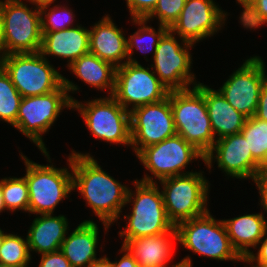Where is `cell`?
Masks as SVG:
<instances>
[{"instance_id": "cell-1", "label": "cell", "mask_w": 267, "mask_h": 267, "mask_svg": "<svg viewBox=\"0 0 267 267\" xmlns=\"http://www.w3.org/2000/svg\"><path fill=\"white\" fill-rule=\"evenodd\" d=\"M67 162L72 172L73 190H79L107 230L119 219L126 205L128 187L102 170L89 153L72 151Z\"/></svg>"}, {"instance_id": "cell-2", "label": "cell", "mask_w": 267, "mask_h": 267, "mask_svg": "<svg viewBox=\"0 0 267 267\" xmlns=\"http://www.w3.org/2000/svg\"><path fill=\"white\" fill-rule=\"evenodd\" d=\"M152 177L144 175L140 181L136 179V193L128 189L126 204L133 200V209L130 215L124 216L128 223L124 231L119 232L120 237L125 236L122 245L131 239L156 236L175 227L168 218L162 193Z\"/></svg>"}, {"instance_id": "cell-3", "label": "cell", "mask_w": 267, "mask_h": 267, "mask_svg": "<svg viewBox=\"0 0 267 267\" xmlns=\"http://www.w3.org/2000/svg\"><path fill=\"white\" fill-rule=\"evenodd\" d=\"M76 90H79L78 86L63 77V84L51 93L22 97L16 123L13 126L33 141L50 163L49 152L42 140V134L54 124L64 107L73 109L74 99L69 92Z\"/></svg>"}, {"instance_id": "cell-4", "label": "cell", "mask_w": 267, "mask_h": 267, "mask_svg": "<svg viewBox=\"0 0 267 267\" xmlns=\"http://www.w3.org/2000/svg\"><path fill=\"white\" fill-rule=\"evenodd\" d=\"M168 97L177 134L207 155L216 138L203 96V84L199 82L192 89L170 91Z\"/></svg>"}, {"instance_id": "cell-5", "label": "cell", "mask_w": 267, "mask_h": 267, "mask_svg": "<svg viewBox=\"0 0 267 267\" xmlns=\"http://www.w3.org/2000/svg\"><path fill=\"white\" fill-rule=\"evenodd\" d=\"M178 242L195 254L220 261H241L232 247L223 220H216L209 210L176 226Z\"/></svg>"}, {"instance_id": "cell-6", "label": "cell", "mask_w": 267, "mask_h": 267, "mask_svg": "<svg viewBox=\"0 0 267 267\" xmlns=\"http://www.w3.org/2000/svg\"><path fill=\"white\" fill-rule=\"evenodd\" d=\"M159 182L163 185L161 193L168 218L174 226L208 211L210 185L202 172L188 171Z\"/></svg>"}, {"instance_id": "cell-7", "label": "cell", "mask_w": 267, "mask_h": 267, "mask_svg": "<svg viewBox=\"0 0 267 267\" xmlns=\"http://www.w3.org/2000/svg\"><path fill=\"white\" fill-rule=\"evenodd\" d=\"M0 65L22 97L45 95L63 84L64 76L39 52L4 55Z\"/></svg>"}, {"instance_id": "cell-8", "label": "cell", "mask_w": 267, "mask_h": 267, "mask_svg": "<svg viewBox=\"0 0 267 267\" xmlns=\"http://www.w3.org/2000/svg\"><path fill=\"white\" fill-rule=\"evenodd\" d=\"M26 166L25 179L29 190V212L53 214L55 207L73 191V177L68 168H56L30 161L21 153Z\"/></svg>"}, {"instance_id": "cell-9", "label": "cell", "mask_w": 267, "mask_h": 267, "mask_svg": "<svg viewBox=\"0 0 267 267\" xmlns=\"http://www.w3.org/2000/svg\"><path fill=\"white\" fill-rule=\"evenodd\" d=\"M87 102L82 104L74 100L72 108L78 109L93 136L105 142L130 146V111L110 95Z\"/></svg>"}, {"instance_id": "cell-10", "label": "cell", "mask_w": 267, "mask_h": 267, "mask_svg": "<svg viewBox=\"0 0 267 267\" xmlns=\"http://www.w3.org/2000/svg\"><path fill=\"white\" fill-rule=\"evenodd\" d=\"M21 0L3 2L5 55L37 53L42 42L40 9L31 10Z\"/></svg>"}, {"instance_id": "cell-11", "label": "cell", "mask_w": 267, "mask_h": 267, "mask_svg": "<svg viewBox=\"0 0 267 267\" xmlns=\"http://www.w3.org/2000/svg\"><path fill=\"white\" fill-rule=\"evenodd\" d=\"M130 62L116 68L113 97L127 111L157 103L168 97L169 89L158 79L154 70ZM132 104V109H128Z\"/></svg>"}, {"instance_id": "cell-12", "label": "cell", "mask_w": 267, "mask_h": 267, "mask_svg": "<svg viewBox=\"0 0 267 267\" xmlns=\"http://www.w3.org/2000/svg\"><path fill=\"white\" fill-rule=\"evenodd\" d=\"M174 35L169 29L162 36L153 56L154 65H151L158 79L169 91L185 90L191 88L189 85L192 83L193 87L198 84L195 75L190 72L192 55L188 48L190 49L194 44L182 40L183 46H181Z\"/></svg>"}, {"instance_id": "cell-13", "label": "cell", "mask_w": 267, "mask_h": 267, "mask_svg": "<svg viewBox=\"0 0 267 267\" xmlns=\"http://www.w3.org/2000/svg\"><path fill=\"white\" fill-rule=\"evenodd\" d=\"M136 156L159 181L186 174L181 170L192 160L205 161V155L178 134L143 148Z\"/></svg>"}, {"instance_id": "cell-14", "label": "cell", "mask_w": 267, "mask_h": 267, "mask_svg": "<svg viewBox=\"0 0 267 267\" xmlns=\"http://www.w3.org/2000/svg\"><path fill=\"white\" fill-rule=\"evenodd\" d=\"M130 124L131 146L136 155L143 148L177 134L169 97L131 110Z\"/></svg>"}, {"instance_id": "cell-15", "label": "cell", "mask_w": 267, "mask_h": 267, "mask_svg": "<svg viewBox=\"0 0 267 267\" xmlns=\"http://www.w3.org/2000/svg\"><path fill=\"white\" fill-rule=\"evenodd\" d=\"M265 63L259 56L245 60L219 89L238 112L247 118L255 116L260 90L267 80Z\"/></svg>"}, {"instance_id": "cell-16", "label": "cell", "mask_w": 267, "mask_h": 267, "mask_svg": "<svg viewBox=\"0 0 267 267\" xmlns=\"http://www.w3.org/2000/svg\"><path fill=\"white\" fill-rule=\"evenodd\" d=\"M213 159H216L221 170L237 179L251 178L254 181L260 174L267 172L252 157L246 138L241 132L217 139L205 155L204 163L208 169L212 168Z\"/></svg>"}, {"instance_id": "cell-17", "label": "cell", "mask_w": 267, "mask_h": 267, "mask_svg": "<svg viewBox=\"0 0 267 267\" xmlns=\"http://www.w3.org/2000/svg\"><path fill=\"white\" fill-rule=\"evenodd\" d=\"M226 14L213 0H186L178 20L170 30L181 40L195 44L219 31Z\"/></svg>"}, {"instance_id": "cell-18", "label": "cell", "mask_w": 267, "mask_h": 267, "mask_svg": "<svg viewBox=\"0 0 267 267\" xmlns=\"http://www.w3.org/2000/svg\"><path fill=\"white\" fill-rule=\"evenodd\" d=\"M122 32L109 15L104 16L89 30V52L116 68L122 66L128 62L127 39Z\"/></svg>"}, {"instance_id": "cell-19", "label": "cell", "mask_w": 267, "mask_h": 267, "mask_svg": "<svg viewBox=\"0 0 267 267\" xmlns=\"http://www.w3.org/2000/svg\"><path fill=\"white\" fill-rule=\"evenodd\" d=\"M39 53L68 59L70 66L80 56L89 53V30L82 25L54 32H43Z\"/></svg>"}, {"instance_id": "cell-20", "label": "cell", "mask_w": 267, "mask_h": 267, "mask_svg": "<svg viewBox=\"0 0 267 267\" xmlns=\"http://www.w3.org/2000/svg\"><path fill=\"white\" fill-rule=\"evenodd\" d=\"M178 242L176 226L156 236L139 237L127 241L125 246L134 256L139 267H167L173 255L174 243Z\"/></svg>"}, {"instance_id": "cell-21", "label": "cell", "mask_w": 267, "mask_h": 267, "mask_svg": "<svg viewBox=\"0 0 267 267\" xmlns=\"http://www.w3.org/2000/svg\"><path fill=\"white\" fill-rule=\"evenodd\" d=\"M203 96L214 137L220 139L240 133L247 117L238 112L218 90L203 85Z\"/></svg>"}, {"instance_id": "cell-22", "label": "cell", "mask_w": 267, "mask_h": 267, "mask_svg": "<svg viewBox=\"0 0 267 267\" xmlns=\"http://www.w3.org/2000/svg\"><path fill=\"white\" fill-rule=\"evenodd\" d=\"M40 214L28 230L29 251L46 254L59 251L66 238L68 221L64 215Z\"/></svg>"}, {"instance_id": "cell-23", "label": "cell", "mask_w": 267, "mask_h": 267, "mask_svg": "<svg viewBox=\"0 0 267 267\" xmlns=\"http://www.w3.org/2000/svg\"><path fill=\"white\" fill-rule=\"evenodd\" d=\"M92 220L80 223L61 245V252L72 267H88L96 258L99 231Z\"/></svg>"}, {"instance_id": "cell-24", "label": "cell", "mask_w": 267, "mask_h": 267, "mask_svg": "<svg viewBox=\"0 0 267 267\" xmlns=\"http://www.w3.org/2000/svg\"><path fill=\"white\" fill-rule=\"evenodd\" d=\"M263 215L261 212L223 219L231 245L240 256L248 255L251 252L249 247L256 249L258 242L264 237L267 222Z\"/></svg>"}, {"instance_id": "cell-25", "label": "cell", "mask_w": 267, "mask_h": 267, "mask_svg": "<svg viewBox=\"0 0 267 267\" xmlns=\"http://www.w3.org/2000/svg\"><path fill=\"white\" fill-rule=\"evenodd\" d=\"M69 69L90 87L97 89L108 88L110 96L115 89L116 67L111 63L103 61L92 53H87L76 59Z\"/></svg>"}, {"instance_id": "cell-26", "label": "cell", "mask_w": 267, "mask_h": 267, "mask_svg": "<svg viewBox=\"0 0 267 267\" xmlns=\"http://www.w3.org/2000/svg\"><path fill=\"white\" fill-rule=\"evenodd\" d=\"M132 22L140 26V28L127 40L128 62L139 64L138 61L132 58L134 47L142 53L152 51L153 54H155L156 47L159 44L160 39L169 30V28L159 24V29L156 32L154 31V28L146 26V19H133Z\"/></svg>"}, {"instance_id": "cell-27", "label": "cell", "mask_w": 267, "mask_h": 267, "mask_svg": "<svg viewBox=\"0 0 267 267\" xmlns=\"http://www.w3.org/2000/svg\"><path fill=\"white\" fill-rule=\"evenodd\" d=\"M252 157L267 171V122L252 116L241 130Z\"/></svg>"}, {"instance_id": "cell-28", "label": "cell", "mask_w": 267, "mask_h": 267, "mask_svg": "<svg viewBox=\"0 0 267 267\" xmlns=\"http://www.w3.org/2000/svg\"><path fill=\"white\" fill-rule=\"evenodd\" d=\"M31 260L29 245L17 234H4L0 246V263L13 267H28Z\"/></svg>"}, {"instance_id": "cell-29", "label": "cell", "mask_w": 267, "mask_h": 267, "mask_svg": "<svg viewBox=\"0 0 267 267\" xmlns=\"http://www.w3.org/2000/svg\"><path fill=\"white\" fill-rule=\"evenodd\" d=\"M22 96L15 88L8 73L0 65V120L11 124L16 123Z\"/></svg>"}, {"instance_id": "cell-30", "label": "cell", "mask_w": 267, "mask_h": 267, "mask_svg": "<svg viewBox=\"0 0 267 267\" xmlns=\"http://www.w3.org/2000/svg\"><path fill=\"white\" fill-rule=\"evenodd\" d=\"M1 191L5 209L29 213V190L25 177L1 179Z\"/></svg>"}, {"instance_id": "cell-31", "label": "cell", "mask_w": 267, "mask_h": 267, "mask_svg": "<svg viewBox=\"0 0 267 267\" xmlns=\"http://www.w3.org/2000/svg\"><path fill=\"white\" fill-rule=\"evenodd\" d=\"M49 6L50 5H44L39 7L42 33L60 31L73 27L71 26V23L74 20L72 10L59 5H55L53 6L54 8H50V10H48L47 8H49Z\"/></svg>"}, {"instance_id": "cell-32", "label": "cell", "mask_w": 267, "mask_h": 267, "mask_svg": "<svg viewBox=\"0 0 267 267\" xmlns=\"http://www.w3.org/2000/svg\"><path fill=\"white\" fill-rule=\"evenodd\" d=\"M185 3L186 0H158L156 7L146 20L156 17L160 25L170 29L178 20Z\"/></svg>"}, {"instance_id": "cell-33", "label": "cell", "mask_w": 267, "mask_h": 267, "mask_svg": "<svg viewBox=\"0 0 267 267\" xmlns=\"http://www.w3.org/2000/svg\"><path fill=\"white\" fill-rule=\"evenodd\" d=\"M240 23L251 30L267 23V0H255L242 14ZM266 22V23H265Z\"/></svg>"}, {"instance_id": "cell-34", "label": "cell", "mask_w": 267, "mask_h": 267, "mask_svg": "<svg viewBox=\"0 0 267 267\" xmlns=\"http://www.w3.org/2000/svg\"><path fill=\"white\" fill-rule=\"evenodd\" d=\"M157 3L158 0H126L132 19H146Z\"/></svg>"}, {"instance_id": "cell-35", "label": "cell", "mask_w": 267, "mask_h": 267, "mask_svg": "<svg viewBox=\"0 0 267 267\" xmlns=\"http://www.w3.org/2000/svg\"><path fill=\"white\" fill-rule=\"evenodd\" d=\"M39 267H72L61 250L42 254Z\"/></svg>"}, {"instance_id": "cell-36", "label": "cell", "mask_w": 267, "mask_h": 267, "mask_svg": "<svg viewBox=\"0 0 267 267\" xmlns=\"http://www.w3.org/2000/svg\"><path fill=\"white\" fill-rule=\"evenodd\" d=\"M255 117L267 122V80L261 87Z\"/></svg>"}, {"instance_id": "cell-37", "label": "cell", "mask_w": 267, "mask_h": 267, "mask_svg": "<svg viewBox=\"0 0 267 267\" xmlns=\"http://www.w3.org/2000/svg\"><path fill=\"white\" fill-rule=\"evenodd\" d=\"M256 186L258 187L260 194V204L262 205L264 212L267 211V172L260 174L254 180Z\"/></svg>"}, {"instance_id": "cell-38", "label": "cell", "mask_w": 267, "mask_h": 267, "mask_svg": "<svg viewBox=\"0 0 267 267\" xmlns=\"http://www.w3.org/2000/svg\"><path fill=\"white\" fill-rule=\"evenodd\" d=\"M120 252L124 253L119 261H112L113 267H139L134 256L129 252V250L122 245Z\"/></svg>"}, {"instance_id": "cell-39", "label": "cell", "mask_w": 267, "mask_h": 267, "mask_svg": "<svg viewBox=\"0 0 267 267\" xmlns=\"http://www.w3.org/2000/svg\"><path fill=\"white\" fill-rule=\"evenodd\" d=\"M266 235H267V231L264 235L265 238L263 237L258 242V245L261 244V246L259 247L257 254H254L253 251L248 254L255 262H258L263 265H267V237Z\"/></svg>"}, {"instance_id": "cell-40", "label": "cell", "mask_w": 267, "mask_h": 267, "mask_svg": "<svg viewBox=\"0 0 267 267\" xmlns=\"http://www.w3.org/2000/svg\"><path fill=\"white\" fill-rule=\"evenodd\" d=\"M0 59L5 55L3 40V1L0 0Z\"/></svg>"}, {"instance_id": "cell-41", "label": "cell", "mask_w": 267, "mask_h": 267, "mask_svg": "<svg viewBox=\"0 0 267 267\" xmlns=\"http://www.w3.org/2000/svg\"><path fill=\"white\" fill-rule=\"evenodd\" d=\"M88 267H113L112 262L106 256L93 261Z\"/></svg>"}, {"instance_id": "cell-42", "label": "cell", "mask_w": 267, "mask_h": 267, "mask_svg": "<svg viewBox=\"0 0 267 267\" xmlns=\"http://www.w3.org/2000/svg\"><path fill=\"white\" fill-rule=\"evenodd\" d=\"M170 267H192L191 258H190V256H187V257L183 258L177 264L171 265Z\"/></svg>"}, {"instance_id": "cell-43", "label": "cell", "mask_w": 267, "mask_h": 267, "mask_svg": "<svg viewBox=\"0 0 267 267\" xmlns=\"http://www.w3.org/2000/svg\"><path fill=\"white\" fill-rule=\"evenodd\" d=\"M241 261L248 262V263H256L255 265L251 264V267H267V265L260 264L258 262H255L249 255L241 256Z\"/></svg>"}, {"instance_id": "cell-44", "label": "cell", "mask_w": 267, "mask_h": 267, "mask_svg": "<svg viewBox=\"0 0 267 267\" xmlns=\"http://www.w3.org/2000/svg\"><path fill=\"white\" fill-rule=\"evenodd\" d=\"M28 1L37 7H41L44 5H51L56 0H28Z\"/></svg>"}, {"instance_id": "cell-45", "label": "cell", "mask_w": 267, "mask_h": 267, "mask_svg": "<svg viewBox=\"0 0 267 267\" xmlns=\"http://www.w3.org/2000/svg\"><path fill=\"white\" fill-rule=\"evenodd\" d=\"M243 6V12L255 1V0H236Z\"/></svg>"}, {"instance_id": "cell-46", "label": "cell", "mask_w": 267, "mask_h": 267, "mask_svg": "<svg viewBox=\"0 0 267 267\" xmlns=\"http://www.w3.org/2000/svg\"><path fill=\"white\" fill-rule=\"evenodd\" d=\"M6 210L4 206V198L2 196V191H1V180H0V213L2 211Z\"/></svg>"}, {"instance_id": "cell-47", "label": "cell", "mask_w": 267, "mask_h": 267, "mask_svg": "<svg viewBox=\"0 0 267 267\" xmlns=\"http://www.w3.org/2000/svg\"><path fill=\"white\" fill-rule=\"evenodd\" d=\"M5 233H4V231H2L1 229H0V246H1V243H2V240H3V235H4Z\"/></svg>"}, {"instance_id": "cell-48", "label": "cell", "mask_w": 267, "mask_h": 267, "mask_svg": "<svg viewBox=\"0 0 267 267\" xmlns=\"http://www.w3.org/2000/svg\"><path fill=\"white\" fill-rule=\"evenodd\" d=\"M0 267H13V266H8V265H5L3 263H0Z\"/></svg>"}]
</instances>
